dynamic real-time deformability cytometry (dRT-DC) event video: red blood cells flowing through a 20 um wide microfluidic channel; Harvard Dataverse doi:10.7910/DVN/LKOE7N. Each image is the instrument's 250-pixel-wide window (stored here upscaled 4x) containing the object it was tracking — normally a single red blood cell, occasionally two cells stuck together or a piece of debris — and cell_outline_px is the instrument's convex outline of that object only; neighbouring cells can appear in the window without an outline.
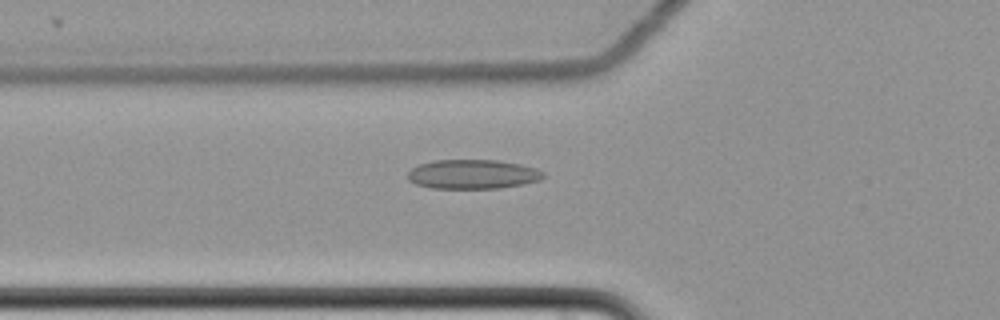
{"species": "common noctule bat (a hibernating species)", "species_latin": "Nyctalus noctula", "temperature_condition": "cold", "stored_images_in_passage": 60, "camera_frame_rate_fps": 3000, "um_per_image_px": 0.085, "animal": {"sex": "female", "body_mass_g": 22.7, "forearm_length_mm": 54.2}, "frame": {"image": 1, "passage_image": 23, "time_ms": 7.333, "image_size_px": [1000, 320], "cell_outline_px": [[544, 176], [540, 180], [524, 184], [500, 188], [432, 188], [416, 184], [408, 180], [408, 172], [412, 168], [420, 164], [432, 160], [496, 160], [520, 164], [536, 168], [544, 172]], "centroid_in_image_um": [40.19, 14.81], "position_along_channel_um": 85.6, "area_um2": 23.18}}
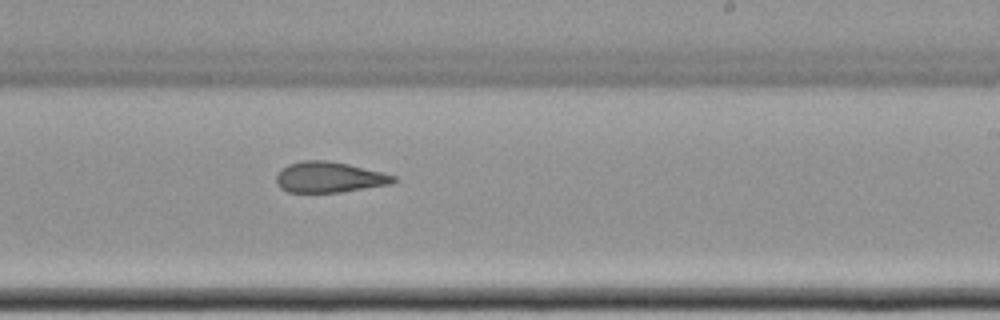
{"frame": {"image": 2, "passage_image": 38, "time_ms": 12.333, "image_size_px": [1000, 320], "cell_outline_px": [[396, 180], [392, 184], [340, 192], [288, 192], [280, 188], [276, 184], [276, 176], [280, 168], [288, 164], [300, 160], [328, 160], [348, 164], [396, 176]], "centroid_in_image_um": [27.93, 15.06], "position_along_channel_um": 261.1, "area_um2": 21.04}}
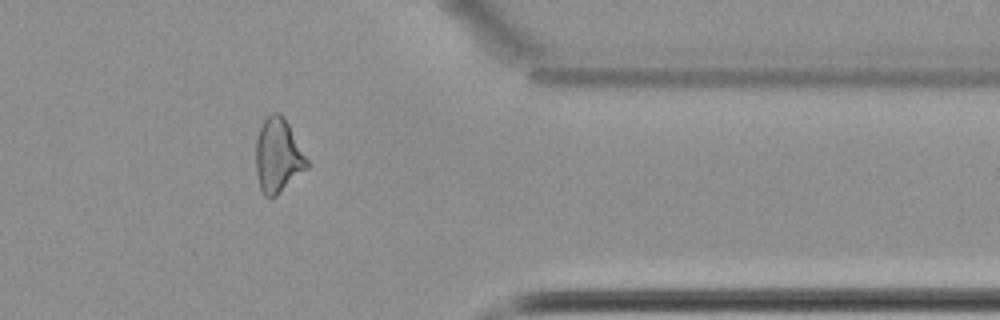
{"frame": {"image": 3, "passage_image": 50, "time_ms": 16.333, "image_size_px": [1000, 320], "cell_outline_px": [[308, 168], [272, 200], [264, 196], [260, 188], [256, 172], [256, 140], [260, 128], [264, 120], [272, 112], [280, 112], [288, 124], [308, 160]], "centroid_in_image_um": [23.62, 13.27], "position_along_channel_um": 387.8, "area_um2": 22.08}, "authors_computed_cell_mechanics": {"area_um2": 23.0044, "velocity_mm_per_s": 3.5051, "shape_relaxation_time_tau1_ms": null, "shape_relaxation_time_tau2_ms": 5.3473, "deformation_change_tau1": null, "deformation_change_tau2": 0.1359}}